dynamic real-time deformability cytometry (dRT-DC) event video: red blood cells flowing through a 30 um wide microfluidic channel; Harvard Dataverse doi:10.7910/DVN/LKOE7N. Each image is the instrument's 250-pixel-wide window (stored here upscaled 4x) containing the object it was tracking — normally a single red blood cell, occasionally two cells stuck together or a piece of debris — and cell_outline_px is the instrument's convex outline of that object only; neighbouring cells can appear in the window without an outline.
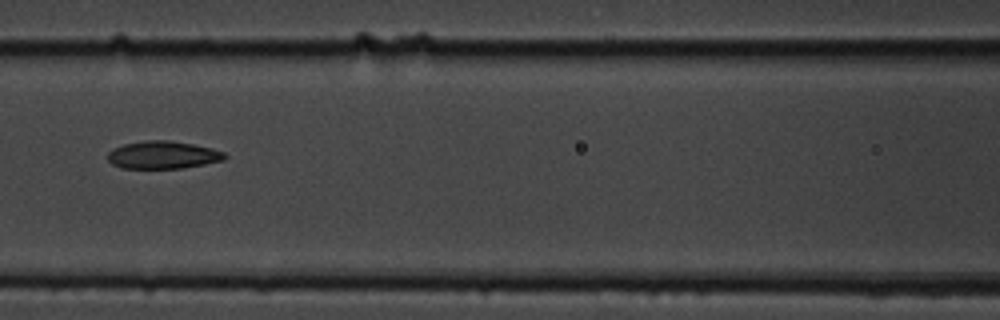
{"species": "common noctule bat (a hibernating species)", "species_latin": "Nyctalus noctula", "temperature_condition": "cold", "stored_images_in_passage": 8, "camera_frame_rate_fps": 3000, "um_per_image_px": 0.085, "animal": {"sex": "male", "body_mass_g": 19.5, "forearm_length_mm": 54.6}, "frame": {"image": 1, "passage_image": 8, "time_ms": 8.333, "image_size_px": [1000, 320], "cell_outline_px": [[228, 156], [224, 160], [184, 168], [120, 168], [112, 164], [108, 160], [108, 152], [112, 148], [124, 144], [148, 140], [168, 140], [192, 144], [212, 148], [224, 152]], "centroid_in_image_um": [13.84, 13.17], "position_along_channel_um": 152.8, "area_um2": 18.9}}